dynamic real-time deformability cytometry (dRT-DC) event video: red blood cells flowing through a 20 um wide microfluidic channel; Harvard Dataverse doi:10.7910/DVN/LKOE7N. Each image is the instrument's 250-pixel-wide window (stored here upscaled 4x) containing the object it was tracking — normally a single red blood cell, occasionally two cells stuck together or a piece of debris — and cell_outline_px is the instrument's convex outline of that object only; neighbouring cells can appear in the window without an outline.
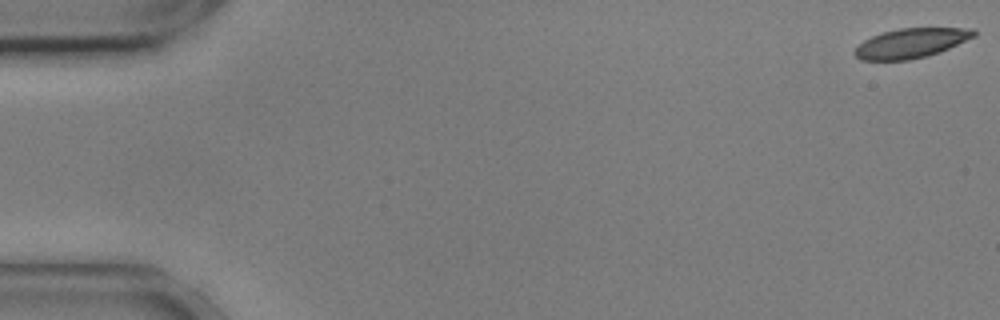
{"species": "common noctule bat (a hibernating species)", "species_latin": "Nyctalus noctula", "temperature_condition": "cold", "stored_images_in_passage": 56, "camera_frame_rate_fps": 3000, "um_per_image_px": 0.085, "animal": {"sex": "male", "body_mass_g": 17.9, "forearm_length_mm": 54.2}, "frame": {"image": 1, "passage_image": 1, "time_ms": 0.0, "image_size_px": [1000, 320], "cell_outline_px": [[976, 36], [940, 52], [908, 60], [860, 60], [852, 52], [864, 40], [872, 36], [884, 32], [900, 28], [972, 28], [976, 32]], "centroid_in_image_um": [77.44, 3.66], "position_along_channel_um": 7.6, "area_um2": 20.4}}
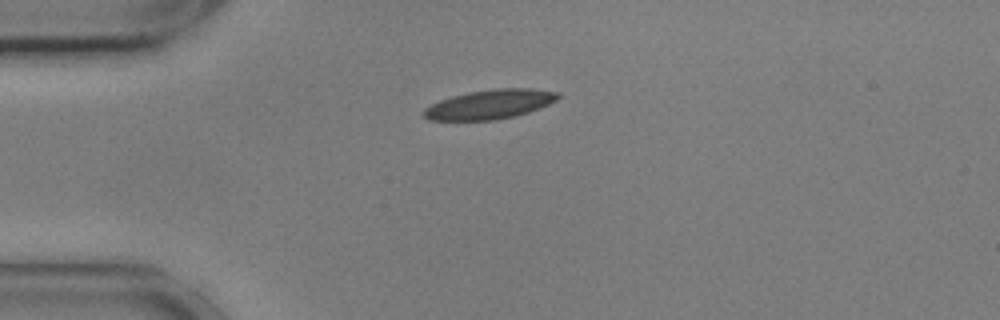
{"frame": {"image": 2, "passage_image": 14, "time_ms": 4.333, "image_size_px": [1000, 320], "cell_outline_px": [[560, 96], [556, 100], [540, 108], [528, 112], [496, 120], [428, 120], [420, 112], [424, 108], [440, 100], [452, 96], [468, 92], [496, 88], [532, 88], [560, 92]], "centroid_in_image_um": [41.62, 8.86], "position_along_channel_um": 43.4, "area_um2": 23.0}}
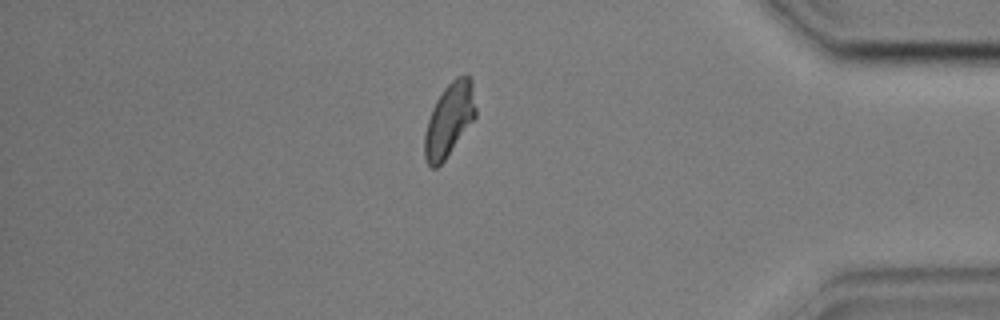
{"frame": {"image": 3, "passage_image": 48, "time_ms": 15.667, "image_size_px": [1000, 320], "cell_outline_px": [[476, 116], [444, 160], [436, 168], [432, 168], [428, 164], [424, 156], [424, 132], [432, 108], [436, 100], [444, 88], [456, 76], [468, 76], [472, 80], [476, 108]], "centroid_in_image_um": [38.17, 10.16], "position_along_channel_um": 397.0, "area_um2": 21.62}, "authors_computed_cell_mechanics": {"area_um2": 21.964, "velocity_mm_per_s": 3.5792, "shape_relaxation_time_tau1_ms": 3.9382, "shape_relaxation_time_tau2_ms": 3.2227, "deformation_change_tau1": 0.105, "deformation_change_tau2": 0.096}}